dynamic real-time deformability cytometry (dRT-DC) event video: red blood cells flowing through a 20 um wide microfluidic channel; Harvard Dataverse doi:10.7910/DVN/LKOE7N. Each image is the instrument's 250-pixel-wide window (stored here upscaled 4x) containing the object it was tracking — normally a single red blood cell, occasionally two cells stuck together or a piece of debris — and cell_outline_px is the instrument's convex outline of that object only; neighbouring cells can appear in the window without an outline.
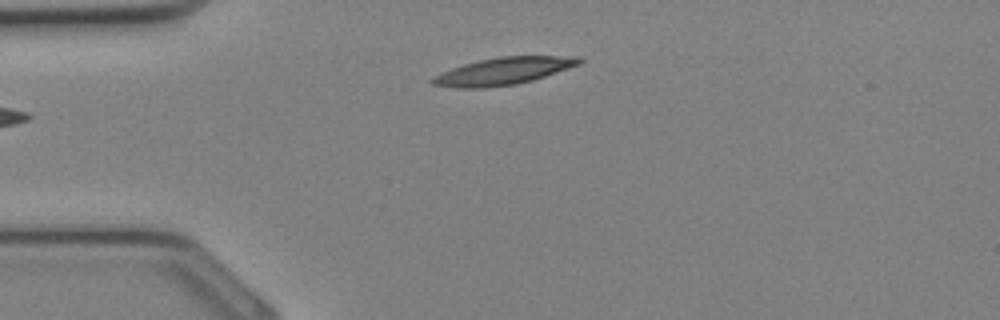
{"species": "Egyptian fruit bat (a non-hibernating species)", "species_latin": "Rousettus aegyptiacus", "temperature_condition": "cold", "stored_images_in_passage": 24, "camera_frame_rate_fps": 3000, "um_per_image_px": 0.085, "animal": {"sex": "female"}, "frame": {"image": 1, "passage_image": 1, "time_ms": 0.0, "image_size_px": [1000, 320], "cell_outline_px": [[584, 60], [580, 64], [532, 80], [516, 84], [484, 88], [456, 88], [432, 84], [428, 80], [452, 68], [464, 64], [480, 60], [500, 56], [580, 56]], "centroid_in_image_um": [42.8, 6.04], "position_along_channel_um": 42.2, "area_um2": 23.06}}
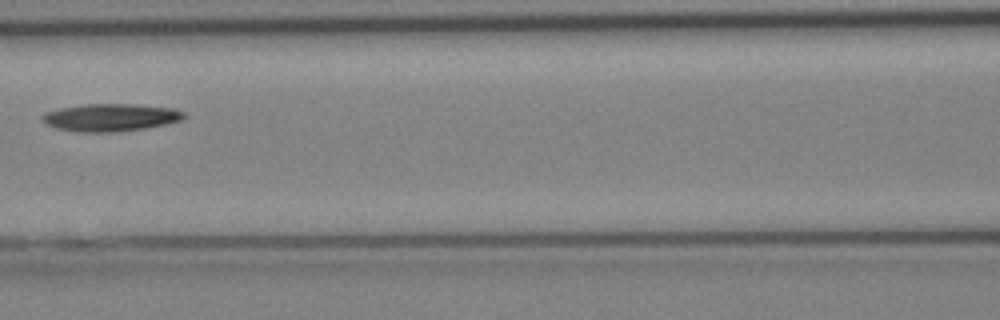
{"frame": {"image": 2, "passage_image": 8, "time_ms": 2.333, "image_size_px": [1000, 320], "cell_outline_px": [[184, 120], [144, 128], [120, 132], [76, 132], [56, 128], [44, 124], [40, 120], [40, 116], [44, 112], [60, 108], [84, 104], [132, 104], [172, 108], [184, 112]], "centroid_in_image_um": [9.32, 9.99], "position_along_channel_um": 157.3, "area_um2": 22.95}}
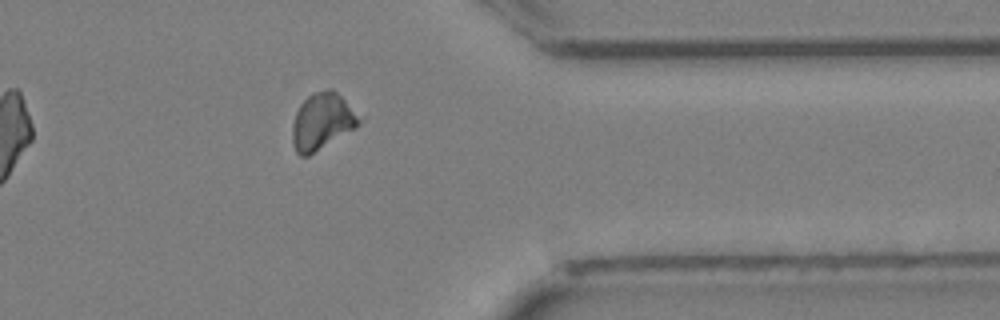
{"frame": {"image": 3, "passage_image": 20, "time_ms": 6.333, "image_size_px": [1000, 320], "cell_outline_px": [[364, 116], [356, 128], [308, 156], [300, 156], [296, 152], [292, 144], [292, 124], [296, 112], [300, 104], [312, 92], [328, 88], [332, 88]], "centroid_in_image_um": [27.41, 10.3], "position_along_channel_um": 384.0, "area_um2": 22.48}}